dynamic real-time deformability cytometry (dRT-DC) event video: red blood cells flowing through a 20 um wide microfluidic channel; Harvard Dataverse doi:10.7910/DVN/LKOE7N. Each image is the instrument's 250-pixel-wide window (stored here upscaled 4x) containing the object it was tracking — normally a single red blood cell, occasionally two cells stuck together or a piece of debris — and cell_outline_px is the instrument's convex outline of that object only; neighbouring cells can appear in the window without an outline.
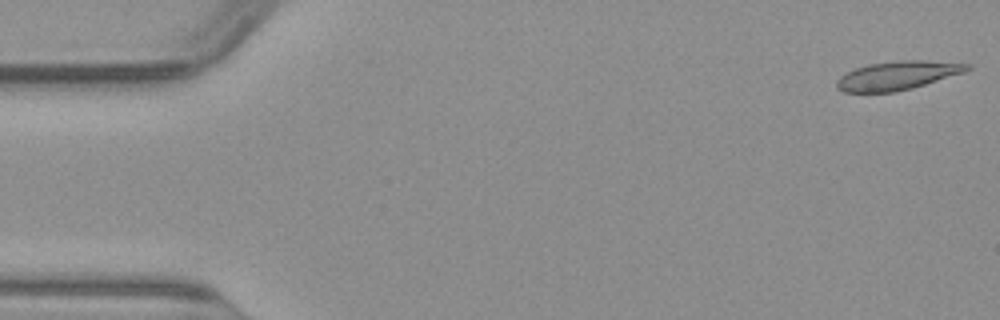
{"species": "common noctule bat (a hibernating species)", "species_latin": "Nyctalus noctula", "temperature_condition": "warm", "stored_images_in_passage": 49, "camera_frame_rate_fps": 3000, "um_per_image_px": 0.085, "animal": {"sex": "male", "body_mass_g": 23.1, "forearm_length_mm": 52.7}, "frame": {"image": 1, "passage_image": 1, "time_ms": 0.0, "image_size_px": [1000, 320], "cell_outline_px": [[972, 68], [964, 72], [912, 88], [896, 92], [844, 92], [836, 88], [836, 80], [840, 76], [856, 68], [868, 64], [900, 60], [924, 60], [972, 64]], "centroid_in_image_um": [76.28, 6.41], "position_along_channel_um": 8.7, "area_um2": 21.73}}
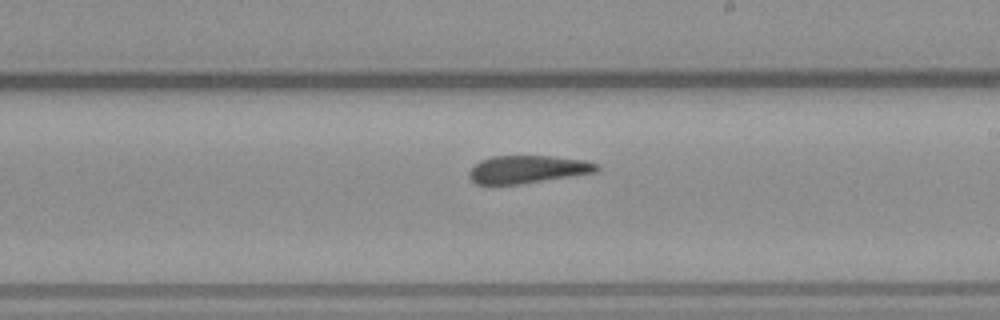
{"frame": {"image": 2, "passage_image": 28, "time_ms": 9.0, "image_size_px": [1000, 320], "cell_outline_px": [[600, 168], [596, 172], [520, 184], [476, 184], [468, 176], [468, 172], [480, 160], [492, 156], [548, 156], [584, 160], [600, 164]], "centroid_in_image_um": [44.85, 14.39], "position_along_channel_um": 244.2, "area_um2": 20.52}}
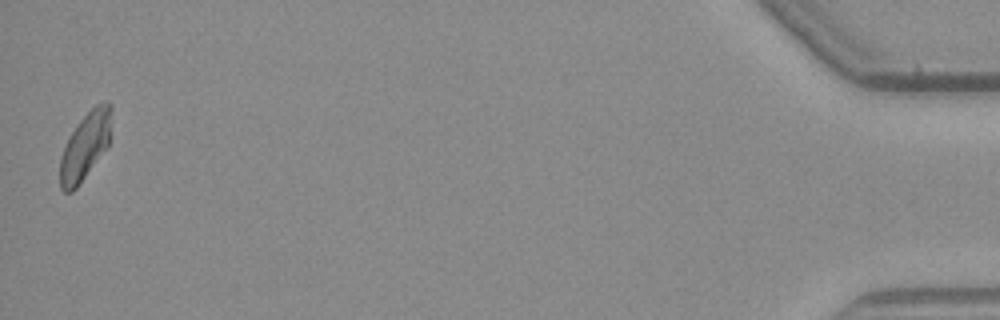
{"frame": {"image": 3, "passage_image": 49, "time_ms": 16.0, "image_size_px": [1000, 320], "cell_outline_px": [[112, 108], [108, 148], [76, 188], [72, 192], [64, 192], [60, 188], [60, 156], [72, 132], [80, 120], [96, 104], [104, 100], [112, 104]], "centroid_in_image_um": [7.26, 12.41], "position_along_channel_um": 427.9, "area_um2": 20.11}}